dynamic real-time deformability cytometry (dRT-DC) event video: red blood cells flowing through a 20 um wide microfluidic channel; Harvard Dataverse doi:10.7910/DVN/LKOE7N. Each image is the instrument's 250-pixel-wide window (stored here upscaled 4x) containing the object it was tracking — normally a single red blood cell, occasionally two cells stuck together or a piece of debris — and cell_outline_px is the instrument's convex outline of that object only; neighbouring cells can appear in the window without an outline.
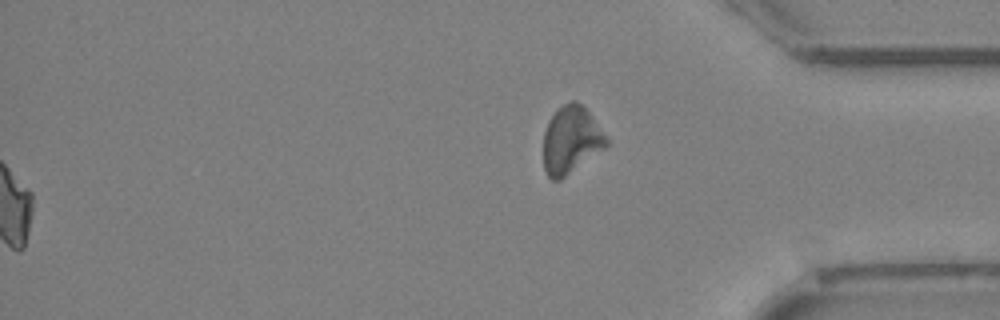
{"species": "Egyptian fruit bat (a non-hibernating species)", "species_latin": "Rousettus aegyptiacus", "temperature_condition": "cold", "stored_images_in_passage": 53, "segment_of_instrument_passage": [2, 2], "camera_frame_rate_fps": 3000, "um_per_image_px": 0.085, "animal": {"sex": "female"}, "frame": {"image": 1, "passage_image": 53, "time_ms": 17.333, "image_size_px": [1000, 320], "cell_outline_px": [[608, 144], [604, 148], [560, 180], [552, 180], [548, 176], [544, 168], [544, 132], [548, 120], [556, 108], [572, 100], [576, 100], [592, 116], [608, 140]], "centroid_in_image_um": [48.51, 11.88], "position_along_channel_um": 386.7, "area_um2": 24.45}}